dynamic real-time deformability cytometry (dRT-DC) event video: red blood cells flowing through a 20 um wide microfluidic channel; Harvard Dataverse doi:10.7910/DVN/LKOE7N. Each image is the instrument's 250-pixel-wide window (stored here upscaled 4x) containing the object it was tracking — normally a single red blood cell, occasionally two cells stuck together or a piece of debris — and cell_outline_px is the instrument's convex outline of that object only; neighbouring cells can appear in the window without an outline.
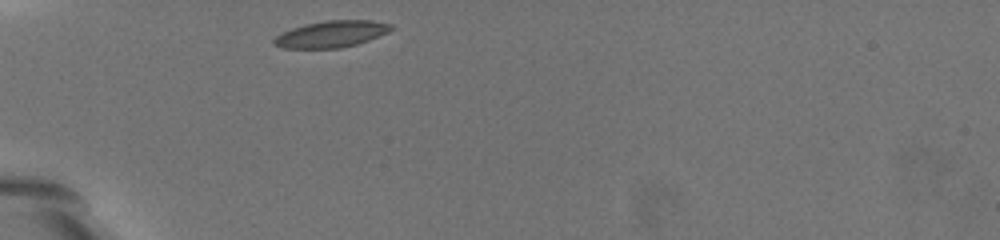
{"species": "common noctule bat (a hibernating species)", "species_latin": "Nyctalus noctula", "temperature_condition": "warm", "stored_images_in_passage": 33, "camera_frame_rate_fps": 3000, "um_per_image_px": 0.085, "animal": {"sex": "female", "body_mass_g": 19.5, "forearm_length_mm": 54.1}, "frame": {"image": 1, "passage_image": 1, "time_ms": 0.0, "image_size_px": [1000, 240], "cell_outline_px": [[392, 28], [388, 32], [368, 40], [356, 44], [340, 48], [280, 48], [272, 44], [272, 40], [276, 36], [292, 28], [304, 24], [324, 20], [368, 20], [392, 24]], "centroid_in_image_um": [28.12, 2.89], "position_along_channel_um": 56.9, "area_um2": 18.09}}
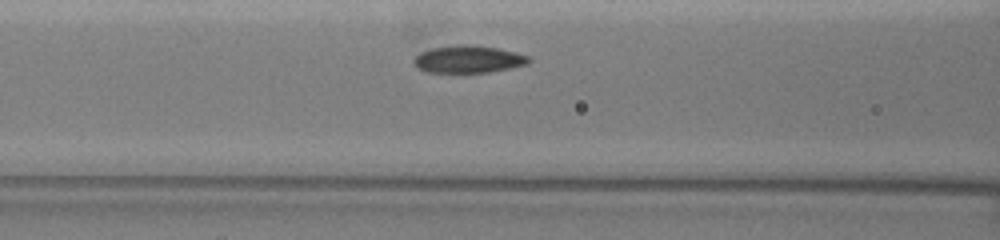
{"frame": {"image": 2, "passage_image": 9, "time_ms": 2.667, "image_size_px": [1000, 240], "cell_outline_px": [[532, 60], [528, 64], [488, 72], [424, 72], [416, 68], [412, 64], [412, 60], [420, 52], [432, 48], [464, 44], [472, 44], [496, 48], [516, 52], [528, 56]], "centroid_in_image_um": [39.77, 5.03], "position_along_channel_um": 126.8, "area_um2": 18.38}}
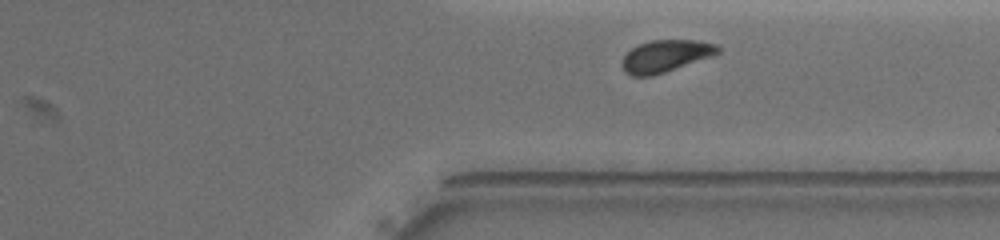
{"frame": {"image": 3, "passage_image": 30, "time_ms": 9.667, "image_size_px": [1000, 240], "cell_outline_px": [[720, 52], [712, 56], [652, 76], [632, 76], [624, 72], [620, 64], [624, 56], [632, 48], [640, 44], [652, 40], [696, 40], [716, 44], [720, 48]], "centroid_in_image_um": [56.55, 4.76], "position_along_channel_um": 354.9, "area_um2": 17.8}, "authors_computed_cell_mechanics": {"area_um2": 18.4382, "velocity_mm_per_s": 3.2618, "shape_relaxation_time_tau1_ms": 3.2414, "shape_relaxation_time_tau2_ms": 2.1055, "deformation_change_tau1": 0.1344, "deformation_change_tau2": 0.0687}}